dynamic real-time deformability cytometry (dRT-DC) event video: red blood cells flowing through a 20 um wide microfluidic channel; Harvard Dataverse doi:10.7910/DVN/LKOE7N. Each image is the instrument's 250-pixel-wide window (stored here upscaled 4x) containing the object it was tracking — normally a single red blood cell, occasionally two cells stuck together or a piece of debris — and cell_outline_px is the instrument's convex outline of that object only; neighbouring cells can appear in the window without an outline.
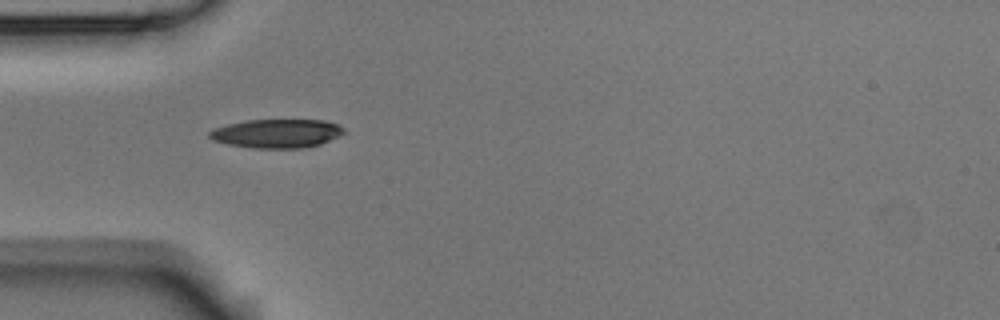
{"species": "Egyptian fruit bat (a non-hibernating species)", "species_latin": "Rousettus aegyptiacus", "temperature_condition": "room temperature", "stored_images_in_passage": 3, "camera_frame_rate_fps": 3000, "um_per_image_px": 0.085, "animal": {"sex": "male"}, "frame": {"image": 1, "passage_image": 1, "time_ms": 0.0, "image_size_px": [1000, 320], "cell_outline_px": [[344, 132], [340, 136], [320, 144], [304, 148], [252, 148], [228, 144], [212, 140], [208, 136], [208, 132], [212, 128], [244, 120], [324, 120], [336, 124], [344, 128]], "centroid_in_image_um": [23.49, 11.34], "position_along_channel_um": 61.5, "area_um2": 22.66}}
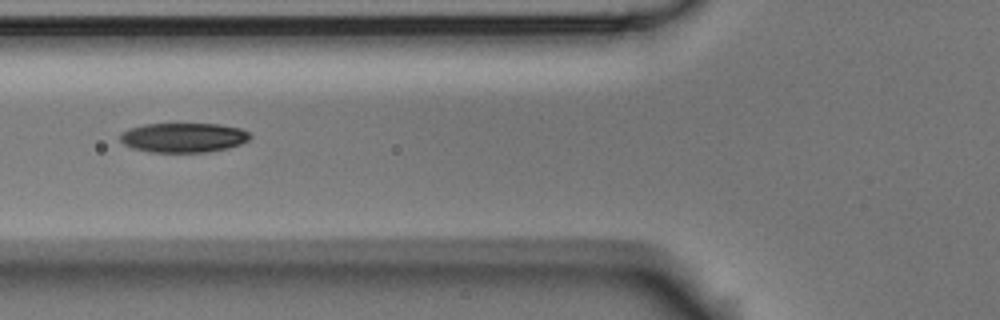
{"frame": {"image": 2, "passage_image": 2, "time_ms": 0.333, "image_size_px": [1000, 320], "cell_outline_px": [[252, 136], [248, 140], [240, 144], [228, 148], [208, 152], [148, 152], [132, 148], [124, 144], [120, 140], [120, 132], [128, 128], [144, 124], [220, 124], [240, 128], [248, 132]], "centroid_in_image_um": [15.57, 11.69], "position_along_channel_um": 110.2, "area_um2": 22.54}}
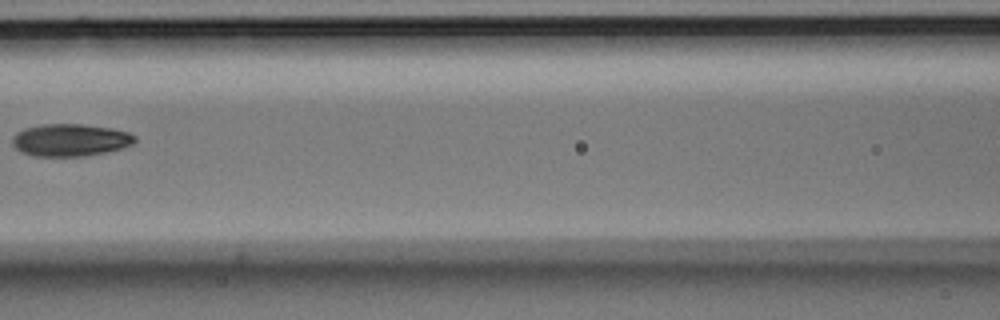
{"frame": {"image": 3, "passage_image": 3, "time_ms": 0.667, "image_size_px": [1000, 320], "cell_outline_px": [[136, 140], [132, 144], [120, 148], [104, 152], [84, 156], [32, 156], [20, 152], [12, 144], [12, 136], [16, 132], [24, 128], [44, 124], [80, 124], [112, 128], [128, 132], [136, 136]], "centroid_in_image_um": [5.93, 11.9], "position_along_channel_um": 160.7, "area_um2": 23.12}}